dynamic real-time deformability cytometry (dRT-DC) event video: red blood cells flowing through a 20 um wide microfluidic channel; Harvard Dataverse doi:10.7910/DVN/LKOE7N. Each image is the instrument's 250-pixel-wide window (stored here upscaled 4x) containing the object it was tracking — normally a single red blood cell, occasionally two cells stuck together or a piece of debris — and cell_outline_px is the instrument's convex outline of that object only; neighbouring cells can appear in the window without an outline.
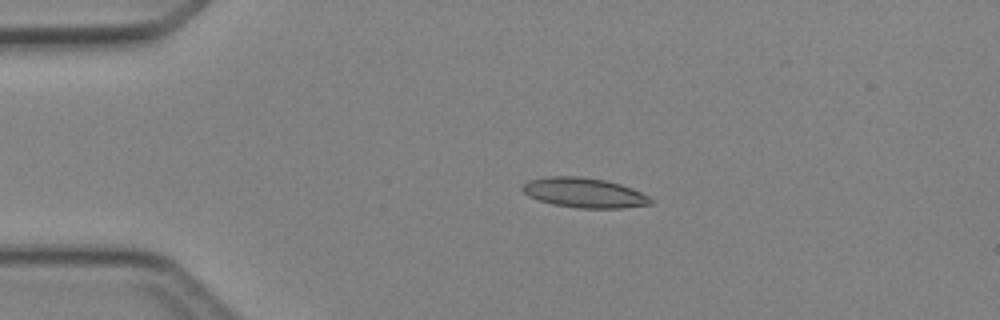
{"species": "Egyptian fruit bat (a non-hibernating species)", "species_latin": "Rousettus aegyptiacus", "temperature_condition": "cold", "stored_images_in_passage": 5, "camera_frame_rate_fps": 3000, "um_per_image_px": 0.085, "animal": {"sex": "female"}, "frame": {"image": 1, "passage_image": 4, "time_ms": 3.333, "image_size_px": [1000, 320], "cell_outline_px": [[652, 204], [624, 208], [580, 208], [552, 204], [528, 196], [520, 188], [528, 180], [548, 176], [580, 176], [604, 180], [620, 184], [632, 188], [648, 196], [652, 200]], "centroid_in_image_um": [49.64, 16.38], "position_along_channel_um": 35.4, "area_um2": 22.25}}